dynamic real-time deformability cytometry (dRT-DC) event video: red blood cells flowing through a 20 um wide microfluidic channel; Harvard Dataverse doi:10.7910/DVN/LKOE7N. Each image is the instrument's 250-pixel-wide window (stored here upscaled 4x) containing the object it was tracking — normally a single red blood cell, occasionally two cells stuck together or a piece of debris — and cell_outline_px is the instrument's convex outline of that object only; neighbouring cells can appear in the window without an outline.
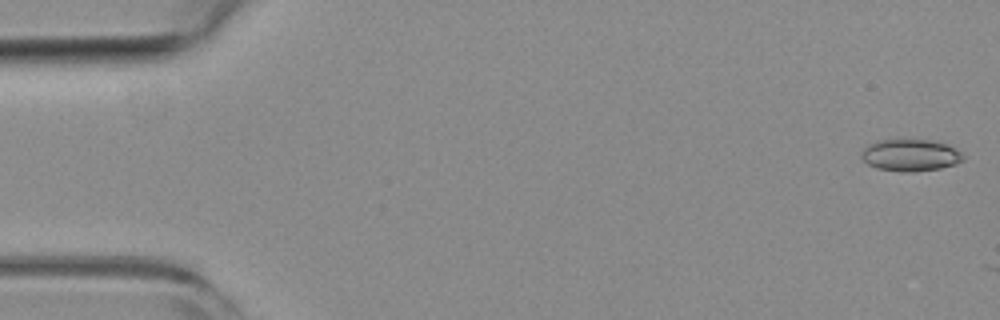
{"species": "common noctule bat (a hibernating species)", "species_latin": "Nyctalus noctula", "temperature_condition": "room temperature", "stored_images_in_passage": 2, "camera_frame_rate_fps": 3000, "um_per_image_px": 0.085, "animal": {"sex": "female", "body_mass_g": 19.3, "forearm_length_mm": 54.1}, "frame": {"image": 1, "passage_image": 1, "time_ms": 0.0, "image_size_px": [1000, 320], "cell_outline_px": [[964, 160], [956, 164], [940, 168], [912, 172], [904, 172], [876, 168], [868, 164], [860, 156], [860, 152], [868, 144], [876, 140], [900, 136], [936, 140], [948, 144], [960, 152], [964, 156]], "centroid_in_image_um": [77.36, 13.12], "position_along_channel_um": 7.6, "area_um2": 19.94}}